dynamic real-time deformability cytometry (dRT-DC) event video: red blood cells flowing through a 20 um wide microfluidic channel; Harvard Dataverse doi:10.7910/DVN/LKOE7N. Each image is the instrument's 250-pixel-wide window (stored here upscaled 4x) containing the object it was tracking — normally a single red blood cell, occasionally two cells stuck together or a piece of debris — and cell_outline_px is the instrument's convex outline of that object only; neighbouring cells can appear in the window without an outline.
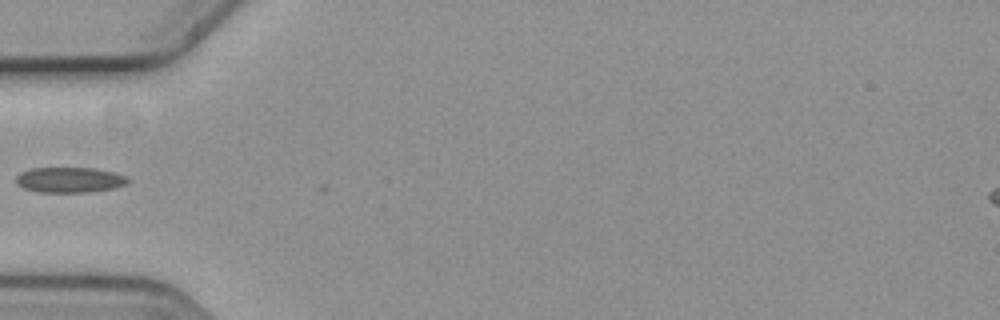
{"species": "common noctule bat (a hibernating species)", "species_latin": "Nyctalus noctula", "temperature_condition": "cold", "stored_images_in_passage": 34, "camera_frame_rate_fps": 3000, "um_per_image_px": 0.085, "animal": {"sex": "female", "body_mass_g": 19.3, "forearm_length_mm": 54.1}, "frame": {"image": 1, "passage_image": 1, "time_ms": 0.0, "image_size_px": [1000, 320], "cell_outline_px": [[128, 184], [112, 188], [88, 192], [40, 192], [24, 188], [16, 184], [16, 176], [20, 172], [32, 168], [92, 168], [112, 172], [124, 176], [128, 180]], "centroid_in_image_um": [5.87, 15.29], "position_along_channel_um": 79.1, "area_um2": 16.36}}
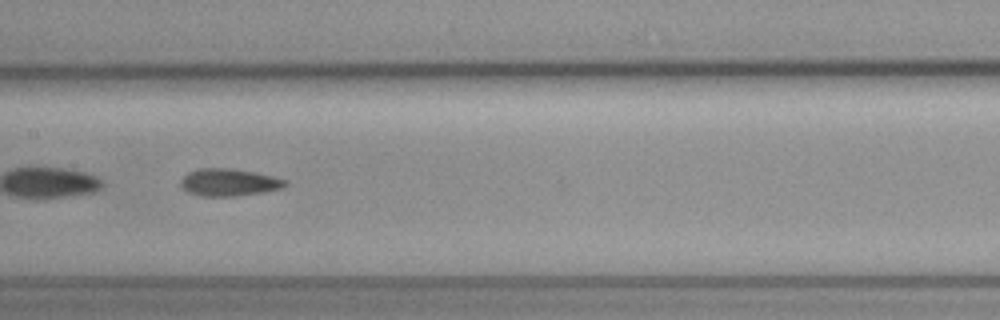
{"frame": {"image": 2, "passage_image": 10, "time_ms": 3.0, "image_size_px": [1000, 320], "cell_outline_px": [[288, 184], [284, 188], [264, 192], [236, 196], [200, 196], [188, 192], [180, 184], [180, 180], [188, 172], [200, 168], [228, 168], [252, 172], [272, 176], [288, 180]], "centroid_in_image_um": [19.48, 15.51], "position_along_channel_um": 187.9, "area_um2": 16.65}}